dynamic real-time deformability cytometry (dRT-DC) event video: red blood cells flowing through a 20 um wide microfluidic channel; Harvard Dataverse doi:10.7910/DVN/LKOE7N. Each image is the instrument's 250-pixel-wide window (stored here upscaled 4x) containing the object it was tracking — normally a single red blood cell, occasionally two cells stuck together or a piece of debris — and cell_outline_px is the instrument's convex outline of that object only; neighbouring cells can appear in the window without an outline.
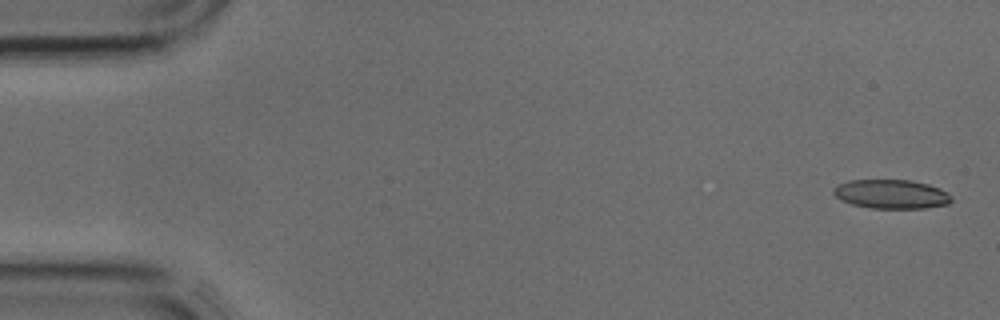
{"species": "common noctule bat (a hibernating species)", "species_latin": "Nyctalus noctula", "temperature_condition": "cold", "stored_images_in_passage": 2, "camera_frame_rate_fps": 3000, "um_per_image_px": 0.085, "animal": {"sex": "male", "body_mass_g": 17.9, "forearm_length_mm": 54.2}, "frame": {"image": 1, "passage_image": 1, "time_ms": 0.0, "image_size_px": [1000, 320], "cell_outline_px": [[952, 200], [948, 204], [924, 208], [872, 208], [852, 204], [840, 200], [832, 192], [832, 188], [836, 184], [848, 180], [908, 180], [928, 184], [940, 188], [948, 192], [952, 196]], "centroid_in_image_um": [75.74, 16.49], "position_along_channel_um": 9.3, "area_um2": 20.11}}